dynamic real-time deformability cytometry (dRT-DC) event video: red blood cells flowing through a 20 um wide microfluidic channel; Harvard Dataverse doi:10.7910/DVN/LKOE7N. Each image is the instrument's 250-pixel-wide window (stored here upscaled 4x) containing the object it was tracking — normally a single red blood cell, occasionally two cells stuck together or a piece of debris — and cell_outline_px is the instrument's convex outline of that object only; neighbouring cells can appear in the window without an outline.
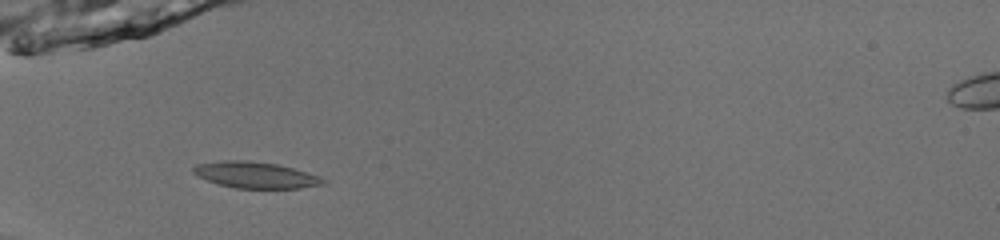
{"species": "common noctule bat (a hibernating species)", "species_latin": "Nyctalus noctula", "temperature_condition": "room temperature", "stored_images_in_passage": 34, "camera_frame_rate_fps": 3000, "um_per_image_px": 0.085, "animal": {"sex": "male", "body_mass_g": 13.0, "forearm_length_mm": 53.1}, "frame": {"image": 1, "passage_image": 1, "time_ms": 0.0, "image_size_px": [1000, 240], "cell_outline_px": [[328, 180], [324, 184], [300, 188], [236, 188], [220, 184], [208, 180], [192, 172], [192, 168], [196, 164], [224, 160], [248, 160], [276, 164], [292, 168], [320, 176]], "centroid_in_image_um": [21.74, 14.87], "position_along_channel_um": 63.3, "area_um2": 19.71}}
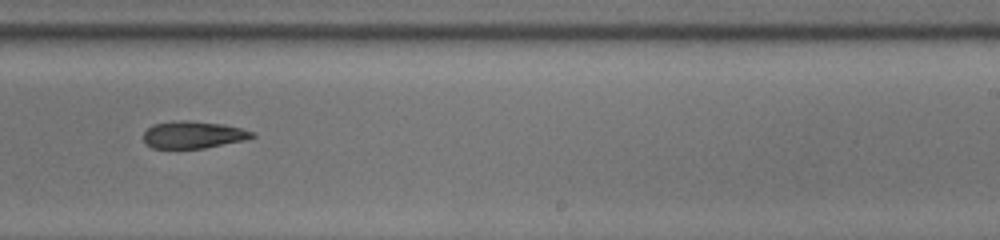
{"frame": {"image": 2, "passage_image": 17, "time_ms": 5.333, "image_size_px": [1000, 240], "cell_outline_px": [[256, 136], [244, 140], [204, 148], [152, 148], [144, 144], [144, 132], [152, 124], [176, 120], [192, 120], [224, 124], [256, 132]], "centroid_in_image_um": [16.41, 11.44], "position_along_channel_um": 272.6, "area_um2": 17.4}}
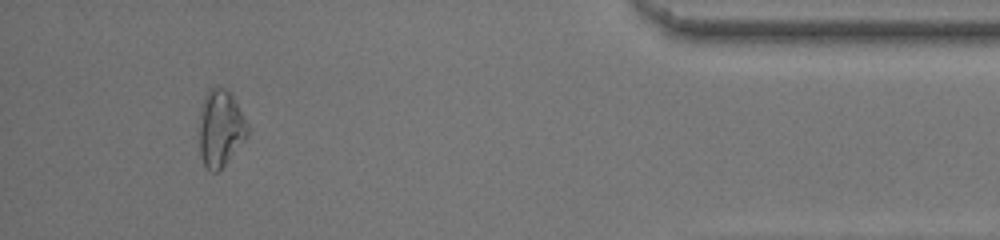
{"frame": {"image": 3, "passage_image": 31, "time_ms": 10.0, "image_size_px": [1000, 240], "cell_outline_px": [[248, 136], [224, 164], [216, 172], [212, 172], [204, 164], [200, 156], [200, 108], [204, 96], [212, 88], [224, 88], [232, 96], [248, 124]], "centroid_in_image_um": [18.73, 10.91], "position_along_channel_um": 416.5, "area_um2": 21.1}}